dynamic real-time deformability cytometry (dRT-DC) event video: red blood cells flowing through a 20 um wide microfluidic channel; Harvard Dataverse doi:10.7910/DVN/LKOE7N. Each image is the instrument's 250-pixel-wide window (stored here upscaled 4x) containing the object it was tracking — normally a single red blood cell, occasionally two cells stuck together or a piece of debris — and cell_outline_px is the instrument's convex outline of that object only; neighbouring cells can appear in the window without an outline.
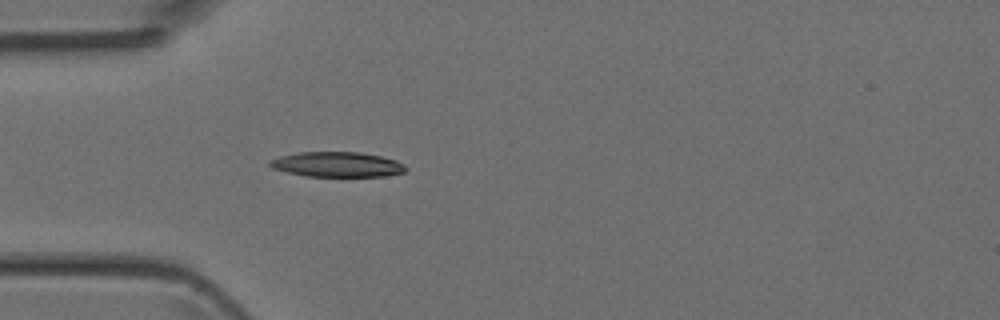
{"species": "Egyptian fruit bat (a non-hibernating species)", "species_latin": "Rousettus aegyptiacus", "temperature_condition": "room temperature", "stored_images_in_passage": 4, "camera_frame_rate_fps": 3000, "um_per_image_px": 0.085, "animal": {"sex": "female"}, "frame": {"image": 1, "passage_image": 4, "time_ms": 1.0, "image_size_px": [1000, 320], "cell_outline_px": [[408, 168], [404, 172], [384, 176], [304, 176], [272, 168], [268, 164], [268, 160], [280, 156], [300, 152], [360, 152], [380, 156], [396, 160], [404, 164]], "centroid_in_image_um": [28.65, 13.97], "position_along_channel_um": 56.4, "area_um2": 19.83}}